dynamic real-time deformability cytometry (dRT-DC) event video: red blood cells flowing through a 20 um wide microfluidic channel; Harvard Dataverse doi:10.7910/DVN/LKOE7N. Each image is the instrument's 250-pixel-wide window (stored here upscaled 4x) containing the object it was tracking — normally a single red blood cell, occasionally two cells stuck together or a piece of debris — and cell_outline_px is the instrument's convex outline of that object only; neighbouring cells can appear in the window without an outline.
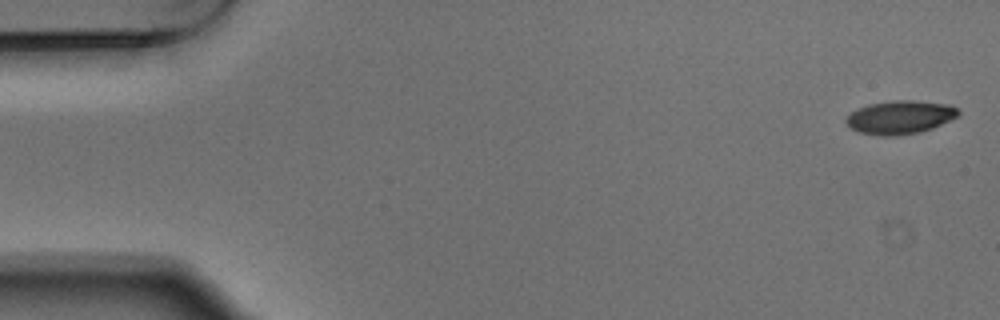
{"species": "Egyptian fruit bat (a non-hibernating species)", "species_latin": "Rousettus aegyptiacus", "temperature_condition": "warm", "stored_images_in_passage": 5, "camera_frame_rate_fps": 3000, "um_per_image_px": 0.085, "animal": {"sex": "male"}, "frame": {"image": 1, "passage_image": 1, "time_ms": 0.0, "image_size_px": [1000, 320], "cell_outline_px": [[960, 112], [956, 116], [932, 128], [920, 132], [892, 136], [884, 136], [860, 132], [852, 128], [844, 120], [852, 112], [868, 104], [896, 100], [912, 100], [948, 104], [956, 108]], "centroid_in_image_um": [76.5, 9.96], "position_along_channel_um": 8.5, "area_um2": 21.39}}
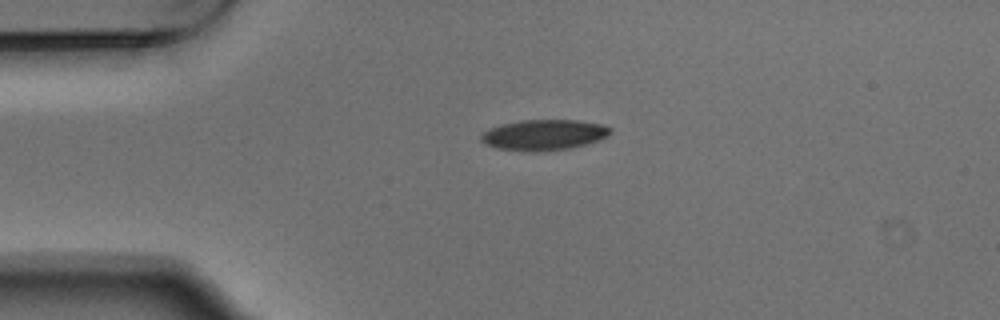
{"frame": {"image": 2, "passage_image": 4, "time_ms": 1.0, "image_size_px": [1000, 320], "cell_outline_px": [[612, 132], [608, 136], [584, 144], [568, 148], [496, 148], [484, 144], [480, 140], [480, 136], [488, 128], [500, 124], [520, 120], [576, 120], [600, 124], [612, 128]], "centroid_in_image_um": [46.22, 11.4], "position_along_channel_um": 38.8, "area_um2": 21.96}}